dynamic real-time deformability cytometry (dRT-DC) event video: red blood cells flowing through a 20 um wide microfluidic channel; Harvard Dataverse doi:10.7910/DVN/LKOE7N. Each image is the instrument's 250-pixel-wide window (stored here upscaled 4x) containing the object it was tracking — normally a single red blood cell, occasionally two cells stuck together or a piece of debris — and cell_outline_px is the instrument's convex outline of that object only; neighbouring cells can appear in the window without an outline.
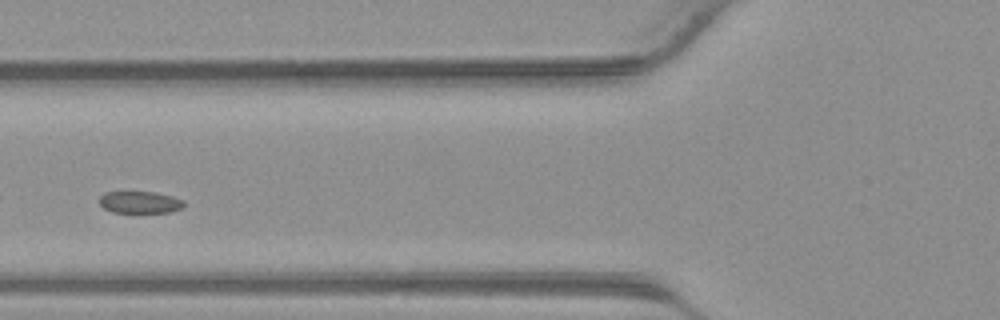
{"species": "common noctule bat (a hibernating species)", "species_latin": "Nyctalus noctula", "temperature_condition": "warm", "stored_images_in_passage": 36, "camera_frame_rate_fps": 3000, "um_per_image_px": 0.085, "animal": {"sex": "male", "body_mass_g": 23.1, "forearm_length_mm": 52.7}, "frame": {"image": 1, "passage_image": 11, "time_ms": 3.333, "image_size_px": [1000, 320], "cell_outline_px": [[184, 208], [172, 212], [112, 212], [104, 208], [100, 204], [100, 196], [104, 192], [156, 192], [172, 196], [184, 200]], "centroid_in_image_um": [11.93, 17.19], "position_along_channel_um": 113.9, "area_um2": 10.87}}
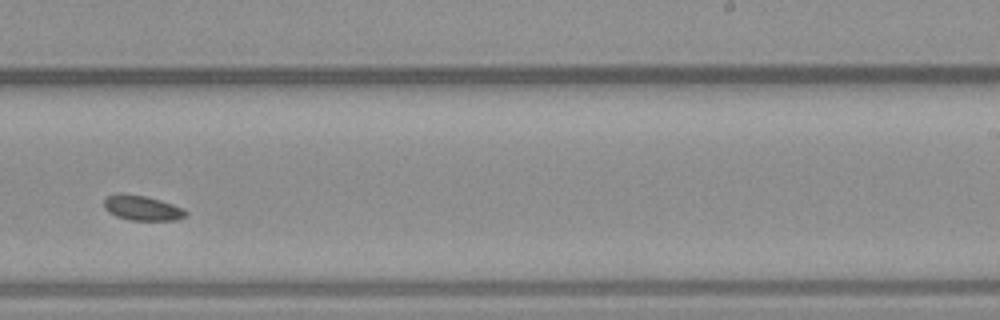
{"frame": {"image": 2, "passage_image": 21, "time_ms": 6.667, "image_size_px": [1000, 320], "cell_outline_px": [[188, 216], [176, 220], [132, 220], [116, 216], [108, 212], [104, 208], [104, 196], [116, 192], [124, 192], [144, 196], [160, 200], [184, 208], [188, 212]], "centroid_in_image_um": [12.06, 17.65], "position_along_channel_um": 276.9, "area_um2": 12.2}}
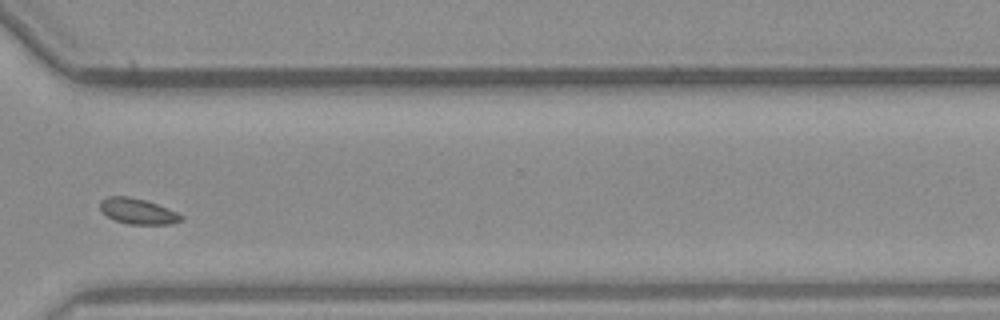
{"frame": {"image": 3, "passage_image": 26, "time_ms": 8.333, "image_size_px": [1000, 320], "cell_outline_px": [[184, 220], [172, 224], [128, 224], [116, 220], [100, 212], [100, 200], [108, 196], [128, 196], [144, 200], [168, 208], [184, 216]], "centroid_in_image_um": [11.71, 17.96], "position_along_channel_um": 358.9, "area_um2": 12.14}}